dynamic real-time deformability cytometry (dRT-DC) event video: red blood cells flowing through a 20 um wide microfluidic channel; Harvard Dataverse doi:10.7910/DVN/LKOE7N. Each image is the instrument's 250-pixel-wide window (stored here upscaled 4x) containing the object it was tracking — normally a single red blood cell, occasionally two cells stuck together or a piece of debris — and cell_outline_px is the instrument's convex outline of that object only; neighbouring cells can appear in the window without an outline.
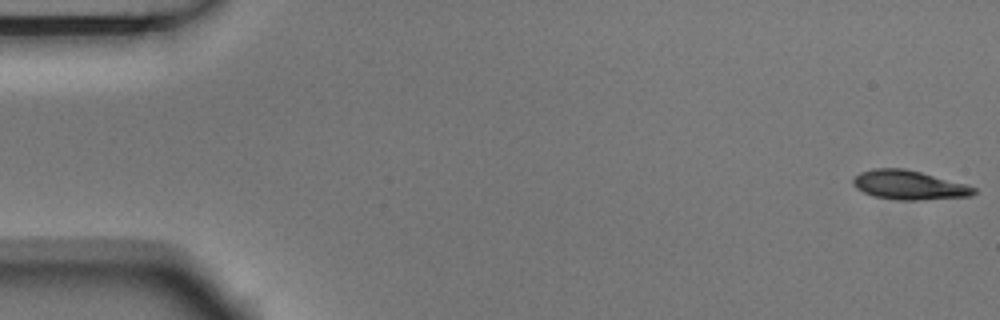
{"species": "Egyptian fruit bat (a non-hibernating species)", "species_latin": "Rousettus aegyptiacus", "temperature_condition": "room temperature", "stored_images_in_passage": 5, "camera_frame_rate_fps": 3000, "um_per_image_px": 0.085, "animal": {"sex": "male"}, "frame": {"image": 1, "passage_image": 1, "time_ms": 0.0, "image_size_px": [1000, 320], "cell_outline_px": [[976, 192], [972, 196], [920, 200], [900, 200], [872, 196], [856, 188], [852, 184], [852, 180], [860, 172], [872, 168], [904, 168], [968, 184], [976, 188]], "centroid_in_image_um": [77.27, 15.73], "position_along_channel_um": 7.7, "area_um2": 20.63}}
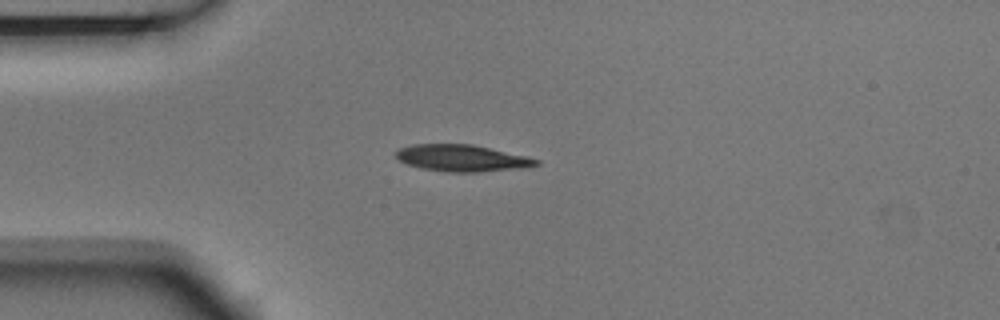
{"frame": {"image": 2, "passage_image": 5, "time_ms": 1.333, "image_size_px": [1000, 320], "cell_outline_px": [[540, 164], [528, 168], [476, 172], [448, 172], [420, 168], [408, 164], [400, 160], [396, 156], [396, 152], [400, 148], [412, 144], [472, 144], [524, 156], [540, 160]], "centroid_in_image_um": [39.29, 13.45], "position_along_channel_um": 45.7, "area_um2": 21.73}}